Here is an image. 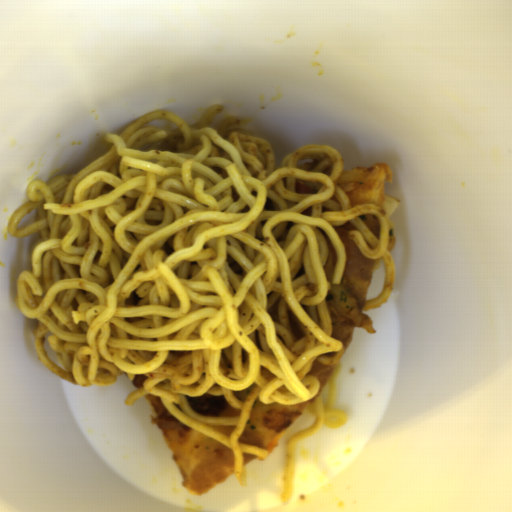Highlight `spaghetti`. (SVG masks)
Listing matches in <instances>:
<instances>
[{
    "instance_id": "1",
    "label": "spaghetti",
    "mask_w": 512,
    "mask_h": 512,
    "mask_svg": "<svg viewBox=\"0 0 512 512\" xmlns=\"http://www.w3.org/2000/svg\"><path fill=\"white\" fill-rule=\"evenodd\" d=\"M209 107L188 125L170 110L152 111L120 135L112 149L77 174H57L25 186V204L9 218L8 234L32 245V271L20 272L14 296L32 331L42 364L82 387L109 386L144 374L125 399L149 394L195 431L230 448L240 485L243 452L265 448L238 442L256 399L304 403L314 421L285 442L279 503L292 496L297 444L350 416L334 408L339 361L327 380V407L312 362L343 343L326 301L342 284L346 246L333 226L350 222L348 237L364 257L382 259L381 293L361 311L385 304L396 277L388 251L390 223L376 204L352 207L335 182L340 152L308 144L283 156L251 134L248 119ZM373 214L377 239L360 220ZM337 254L331 283L324 267ZM224 395L239 418L201 416L183 395ZM238 425L228 438L209 425Z\"/></svg>"
}]
</instances>
